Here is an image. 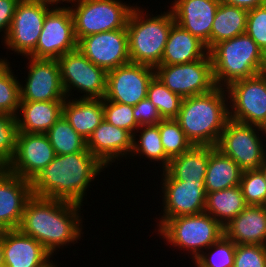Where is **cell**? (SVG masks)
I'll list each match as a JSON object with an SVG mask.
<instances>
[{
	"instance_id": "cell-15",
	"label": "cell",
	"mask_w": 266,
	"mask_h": 267,
	"mask_svg": "<svg viewBox=\"0 0 266 267\" xmlns=\"http://www.w3.org/2000/svg\"><path fill=\"white\" fill-rule=\"evenodd\" d=\"M25 58L28 75L20 82L21 101H64L67 97L57 59Z\"/></svg>"
},
{
	"instance_id": "cell-34",
	"label": "cell",
	"mask_w": 266,
	"mask_h": 267,
	"mask_svg": "<svg viewBox=\"0 0 266 267\" xmlns=\"http://www.w3.org/2000/svg\"><path fill=\"white\" fill-rule=\"evenodd\" d=\"M147 98L157 108L162 119H175L183 101L180 95L173 93L156 76L148 85Z\"/></svg>"
},
{
	"instance_id": "cell-31",
	"label": "cell",
	"mask_w": 266,
	"mask_h": 267,
	"mask_svg": "<svg viewBox=\"0 0 266 267\" xmlns=\"http://www.w3.org/2000/svg\"><path fill=\"white\" fill-rule=\"evenodd\" d=\"M248 10L220 2L211 30V48L221 41L244 34Z\"/></svg>"
},
{
	"instance_id": "cell-16",
	"label": "cell",
	"mask_w": 266,
	"mask_h": 267,
	"mask_svg": "<svg viewBox=\"0 0 266 267\" xmlns=\"http://www.w3.org/2000/svg\"><path fill=\"white\" fill-rule=\"evenodd\" d=\"M155 76L153 67L128 63L107 72L106 93L103 99L135 106L147 98V89Z\"/></svg>"
},
{
	"instance_id": "cell-29",
	"label": "cell",
	"mask_w": 266,
	"mask_h": 267,
	"mask_svg": "<svg viewBox=\"0 0 266 267\" xmlns=\"http://www.w3.org/2000/svg\"><path fill=\"white\" fill-rule=\"evenodd\" d=\"M247 206L240 186H234L207 193L204 212L210 214L224 227Z\"/></svg>"
},
{
	"instance_id": "cell-2",
	"label": "cell",
	"mask_w": 266,
	"mask_h": 267,
	"mask_svg": "<svg viewBox=\"0 0 266 267\" xmlns=\"http://www.w3.org/2000/svg\"><path fill=\"white\" fill-rule=\"evenodd\" d=\"M106 169L87 149L73 154L56 155L31 181L32 195L84 206L87 192L94 186L91 183H95L97 176Z\"/></svg>"
},
{
	"instance_id": "cell-47",
	"label": "cell",
	"mask_w": 266,
	"mask_h": 267,
	"mask_svg": "<svg viewBox=\"0 0 266 267\" xmlns=\"http://www.w3.org/2000/svg\"><path fill=\"white\" fill-rule=\"evenodd\" d=\"M259 170L263 173V176H264V179L266 182V159H265L263 165L259 168Z\"/></svg>"
},
{
	"instance_id": "cell-33",
	"label": "cell",
	"mask_w": 266,
	"mask_h": 267,
	"mask_svg": "<svg viewBox=\"0 0 266 267\" xmlns=\"http://www.w3.org/2000/svg\"><path fill=\"white\" fill-rule=\"evenodd\" d=\"M14 73L8 57L1 59L0 56V113L16 117L21 93L18 74L15 75Z\"/></svg>"
},
{
	"instance_id": "cell-48",
	"label": "cell",
	"mask_w": 266,
	"mask_h": 267,
	"mask_svg": "<svg viewBox=\"0 0 266 267\" xmlns=\"http://www.w3.org/2000/svg\"><path fill=\"white\" fill-rule=\"evenodd\" d=\"M5 231L6 229L2 225H0V239L3 237Z\"/></svg>"
},
{
	"instance_id": "cell-7",
	"label": "cell",
	"mask_w": 266,
	"mask_h": 267,
	"mask_svg": "<svg viewBox=\"0 0 266 267\" xmlns=\"http://www.w3.org/2000/svg\"><path fill=\"white\" fill-rule=\"evenodd\" d=\"M133 8L124 0H75L69 9L77 42L88 35L126 28Z\"/></svg>"
},
{
	"instance_id": "cell-13",
	"label": "cell",
	"mask_w": 266,
	"mask_h": 267,
	"mask_svg": "<svg viewBox=\"0 0 266 267\" xmlns=\"http://www.w3.org/2000/svg\"><path fill=\"white\" fill-rule=\"evenodd\" d=\"M51 8L45 3L20 0L9 32L1 41L2 45L22 58L29 56L35 50L45 17Z\"/></svg>"
},
{
	"instance_id": "cell-22",
	"label": "cell",
	"mask_w": 266,
	"mask_h": 267,
	"mask_svg": "<svg viewBox=\"0 0 266 267\" xmlns=\"http://www.w3.org/2000/svg\"><path fill=\"white\" fill-rule=\"evenodd\" d=\"M31 196L30 181L0 168V225L6 230L18 229Z\"/></svg>"
},
{
	"instance_id": "cell-27",
	"label": "cell",
	"mask_w": 266,
	"mask_h": 267,
	"mask_svg": "<svg viewBox=\"0 0 266 267\" xmlns=\"http://www.w3.org/2000/svg\"><path fill=\"white\" fill-rule=\"evenodd\" d=\"M243 170L230 157L209 146V160L205 175L206 194L239 186Z\"/></svg>"
},
{
	"instance_id": "cell-6",
	"label": "cell",
	"mask_w": 266,
	"mask_h": 267,
	"mask_svg": "<svg viewBox=\"0 0 266 267\" xmlns=\"http://www.w3.org/2000/svg\"><path fill=\"white\" fill-rule=\"evenodd\" d=\"M166 245L188 254L193 262L205 249L224 235V227L210 214L182 215L168 219L156 231ZM190 255V256H189Z\"/></svg>"
},
{
	"instance_id": "cell-38",
	"label": "cell",
	"mask_w": 266,
	"mask_h": 267,
	"mask_svg": "<svg viewBox=\"0 0 266 267\" xmlns=\"http://www.w3.org/2000/svg\"><path fill=\"white\" fill-rule=\"evenodd\" d=\"M17 133L16 117L0 113V168H6L15 155Z\"/></svg>"
},
{
	"instance_id": "cell-11",
	"label": "cell",
	"mask_w": 266,
	"mask_h": 267,
	"mask_svg": "<svg viewBox=\"0 0 266 267\" xmlns=\"http://www.w3.org/2000/svg\"><path fill=\"white\" fill-rule=\"evenodd\" d=\"M160 172L163 208L157 217L155 231L170 218L204 213L207 197L204 182L176 181L165 170Z\"/></svg>"
},
{
	"instance_id": "cell-42",
	"label": "cell",
	"mask_w": 266,
	"mask_h": 267,
	"mask_svg": "<svg viewBox=\"0 0 266 267\" xmlns=\"http://www.w3.org/2000/svg\"><path fill=\"white\" fill-rule=\"evenodd\" d=\"M133 108L134 118L139 126L155 125L162 120L157 108L148 98L141 100L138 104L133 106Z\"/></svg>"
},
{
	"instance_id": "cell-18",
	"label": "cell",
	"mask_w": 266,
	"mask_h": 267,
	"mask_svg": "<svg viewBox=\"0 0 266 267\" xmlns=\"http://www.w3.org/2000/svg\"><path fill=\"white\" fill-rule=\"evenodd\" d=\"M55 156L46 134L18 132L15 155L6 169L31 182Z\"/></svg>"
},
{
	"instance_id": "cell-36",
	"label": "cell",
	"mask_w": 266,
	"mask_h": 267,
	"mask_svg": "<svg viewBox=\"0 0 266 267\" xmlns=\"http://www.w3.org/2000/svg\"><path fill=\"white\" fill-rule=\"evenodd\" d=\"M159 132L165 154L170 159L193 146L175 119H162L159 122Z\"/></svg>"
},
{
	"instance_id": "cell-39",
	"label": "cell",
	"mask_w": 266,
	"mask_h": 267,
	"mask_svg": "<svg viewBox=\"0 0 266 267\" xmlns=\"http://www.w3.org/2000/svg\"><path fill=\"white\" fill-rule=\"evenodd\" d=\"M104 120L108 123L129 131L132 135L140 127L134 118V108L132 105L103 99Z\"/></svg>"
},
{
	"instance_id": "cell-4",
	"label": "cell",
	"mask_w": 266,
	"mask_h": 267,
	"mask_svg": "<svg viewBox=\"0 0 266 267\" xmlns=\"http://www.w3.org/2000/svg\"><path fill=\"white\" fill-rule=\"evenodd\" d=\"M137 4L134 5L126 26L130 62L155 68L161 64L175 20L170 8L155 15Z\"/></svg>"
},
{
	"instance_id": "cell-12",
	"label": "cell",
	"mask_w": 266,
	"mask_h": 267,
	"mask_svg": "<svg viewBox=\"0 0 266 267\" xmlns=\"http://www.w3.org/2000/svg\"><path fill=\"white\" fill-rule=\"evenodd\" d=\"M154 70L155 76L182 98L206 94L216 88L209 53L190 63L158 65Z\"/></svg>"
},
{
	"instance_id": "cell-46",
	"label": "cell",
	"mask_w": 266,
	"mask_h": 267,
	"mask_svg": "<svg viewBox=\"0 0 266 267\" xmlns=\"http://www.w3.org/2000/svg\"><path fill=\"white\" fill-rule=\"evenodd\" d=\"M0 267H4L3 237L0 239Z\"/></svg>"
},
{
	"instance_id": "cell-3",
	"label": "cell",
	"mask_w": 266,
	"mask_h": 267,
	"mask_svg": "<svg viewBox=\"0 0 266 267\" xmlns=\"http://www.w3.org/2000/svg\"><path fill=\"white\" fill-rule=\"evenodd\" d=\"M175 120L192 145L216 147L229 120L226 89L216 87L209 93L183 98Z\"/></svg>"
},
{
	"instance_id": "cell-35",
	"label": "cell",
	"mask_w": 266,
	"mask_h": 267,
	"mask_svg": "<svg viewBox=\"0 0 266 267\" xmlns=\"http://www.w3.org/2000/svg\"><path fill=\"white\" fill-rule=\"evenodd\" d=\"M236 244L223 235L194 261L195 267H234Z\"/></svg>"
},
{
	"instance_id": "cell-23",
	"label": "cell",
	"mask_w": 266,
	"mask_h": 267,
	"mask_svg": "<svg viewBox=\"0 0 266 267\" xmlns=\"http://www.w3.org/2000/svg\"><path fill=\"white\" fill-rule=\"evenodd\" d=\"M224 235L235 244L266 245V206L248 205L224 226Z\"/></svg>"
},
{
	"instance_id": "cell-1",
	"label": "cell",
	"mask_w": 266,
	"mask_h": 267,
	"mask_svg": "<svg viewBox=\"0 0 266 267\" xmlns=\"http://www.w3.org/2000/svg\"><path fill=\"white\" fill-rule=\"evenodd\" d=\"M82 207L70 201L32 195L25 204L18 229L41 243L54 257L60 248L72 246L84 236Z\"/></svg>"
},
{
	"instance_id": "cell-20",
	"label": "cell",
	"mask_w": 266,
	"mask_h": 267,
	"mask_svg": "<svg viewBox=\"0 0 266 267\" xmlns=\"http://www.w3.org/2000/svg\"><path fill=\"white\" fill-rule=\"evenodd\" d=\"M133 135L103 120L87 140V150L108 170L112 163L131 159Z\"/></svg>"
},
{
	"instance_id": "cell-9",
	"label": "cell",
	"mask_w": 266,
	"mask_h": 267,
	"mask_svg": "<svg viewBox=\"0 0 266 267\" xmlns=\"http://www.w3.org/2000/svg\"><path fill=\"white\" fill-rule=\"evenodd\" d=\"M57 61L67 98H104L107 82L105 69L93 64L78 48L62 55ZM74 91L82 95L77 94L76 97Z\"/></svg>"
},
{
	"instance_id": "cell-45",
	"label": "cell",
	"mask_w": 266,
	"mask_h": 267,
	"mask_svg": "<svg viewBox=\"0 0 266 267\" xmlns=\"http://www.w3.org/2000/svg\"><path fill=\"white\" fill-rule=\"evenodd\" d=\"M29 1L45 3L52 7H61L60 6L61 4L63 5V7H69V5L72 4L75 0H29ZM65 3H67L68 5Z\"/></svg>"
},
{
	"instance_id": "cell-14",
	"label": "cell",
	"mask_w": 266,
	"mask_h": 267,
	"mask_svg": "<svg viewBox=\"0 0 266 267\" xmlns=\"http://www.w3.org/2000/svg\"><path fill=\"white\" fill-rule=\"evenodd\" d=\"M77 49L74 21L69 7H52L45 17L35 50L29 57L59 59Z\"/></svg>"
},
{
	"instance_id": "cell-5",
	"label": "cell",
	"mask_w": 266,
	"mask_h": 267,
	"mask_svg": "<svg viewBox=\"0 0 266 267\" xmlns=\"http://www.w3.org/2000/svg\"><path fill=\"white\" fill-rule=\"evenodd\" d=\"M208 53L216 87L266 72V55L246 33L219 42Z\"/></svg>"
},
{
	"instance_id": "cell-37",
	"label": "cell",
	"mask_w": 266,
	"mask_h": 267,
	"mask_svg": "<svg viewBox=\"0 0 266 267\" xmlns=\"http://www.w3.org/2000/svg\"><path fill=\"white\" fill-rule=\"evenodd\" d=\"M239 186L247 205L266 206V182L259 169L244 170Z\"/></svg>"
},
{
	"instance_id": "cell-19",
	"label": "cell",
	"mask_w": 266,
	"mask_h": 267,
	"mask_svg": "<svg viewBox=\"0 0 266 267\" xmlns=\"http://www.w3.org/2000/svg\"><path fill=\"white\" fill-rule=\"evenodd\" d=\"M220 0H174L170 7L175 23L211 49V30Z\"/></svg>"
},
{
	"instance_id": "cell-25",
	"label": "cell",
	"mask_w": 266,
	"mask_h": 267,
	"mask_svg": "<svg viewBox=\"0 0 266 267\" xmlns=\"http://www.w3.org/2000/svg\"><path fill=\"white\" fill-rule=\"evenodd\" d=\"M63 116L86 141L104 120L103 99L66 98Z\"/></svg>"
},
{
	"instance_id": "cell-41",
	"label": "cell",
	"mask_w": 266,
	"mask_h": 267,
	"mask_svg": "<svg viewBox=\"0 0 266 267\" xmlns=\"http://www.w3.org/2000/svg\"><path fill=\"white\" fill-rule=\"evenodd\" d=\"M234 267H266V245L236 244Z\"/></svg>"
},
{
	"instance_id": "cell-21",
	"label": "cell",
	"mask_w": 266,
	"mask_h": 267,
	"mask_svg": "<svg viewBox=\"0 0 266 267\" xmlns=\"http://www.w3.org/2000/svg\"><path fill=\"white\" fill-rule=\"evenodd\" d=\"M4 267H58L52 254L33 237L19 229L6 230L3 235Z\"/></svg>"
},
{
	"instance_id": "cell-10",
	"label": "cell",
	"mask_w": 266,
	"mask_h": 267,
	"mask_svg": "<svg viewBox=\"0 0 266 267\" xmlns=\"http://www.w3.org/2000/svg\"><path fill=\"white\" fill-rule=\"evenodd\" d=\"M225 89L229 119L266 130V72L234 81Z\"/></svg>"
},
{
	"instance_id": "cell-24",
	"label": "cell",
	"mask_w": 266,
	"mask_h": 267,
	"mask_svg": "<svg viewBox=\"0 0 266 267\" xmlns=\"http://www.w3.org/2000/svg\"><path fill=\"white\" fill-rule=\"evenodd\" d=\"M64 101H20L16 115L18 132L46 134L63 116Z\"/></svg>"
},
{
	"instance_id": "cell-28",
	"label": "cell",
	"mask_w": 266,
	"mask_h": 267,
	"mask_svg": "<svg viewBox=\"0 0 266 267\" xmlns=\"http://www.w3.org/2000/svg\"><path fill=\"white\" fill-rule=\"evenodd\" d=\"M209 160V146H192L170 159L165 171L176 181L205 182Z\"/></svg>"
},
{
	"instance_id": "cell-8",
	"label": "cell",
	"mask_w": 266,
	"mask_h": 267,
	"mask_svg": "<svg viewBox=\"0 0 266 267\" xmlns=\"http://www.w3.org/2000/svg\"><path fill=\"white\" fill-rule=\"evenodd\" d=\"M265 141V129L229 119L216 148L243 171L253 170L259 169L266 159Z\"/></svg>"
},
{
	"instance_id": "cell-32",
	"label": "cell",
	"mask_w": 266,
	"mask_h": 267,
	"mask_svg": "<svg viewBox=\"0 0 266 267\" xmlns=\"http://www.w3.org/2000/svg\"><path fill=\"white\" fill-rule=\"evenodd\" d=\"M46 135L56 155L73 154L87 149V141L71 127L64 116L55 122Z\"/></svg>"
},
{
	"instance_id": "cell-30",
	"label": "cell",
	"mask_w": 266,
	"mask_h": 267,
	"mask_svg": "<svg viewBox=\"0 0 266 267\" xmlns=\"http://www.w3.org/2000/svg\"><path fill=\"white\" fill-rule=\"evenodd\" d=\"M130 157H140V161L144 157V160L148 159L149 162H154L152 163L154 167L157 164L161 169L160 171L168 167L170 158L165 154L162 146L159 123L155 125H143L135 131L133 135V149Z\"/></svg>"
},
{
	"instance_id": "cell-44",
	"label": "cell",
	"mask_w": 266,
	"mask_h": 267,
	"mask_svg": "<svg viewBox=\"0 0 266 267\" xmlns=\"http://www.w3.org/2000/svg\"><path fill=\"white\" fill-rule=\"evenodd\" d=\"M222 3L241 7L246 10L254 9L258 6L266 4V0H220Z\"/></svg>"
},
{
	"instance_id": "cell-17",
	"label": "cell",
	"mask_w": 266,
	"mask_h": 267,
	"mask_svg": "<svg viewBox=\"0 0 266 267\" xmlns=\"http://www.w3.org/2000/svg\"><path fill=\"white\" fill-rule=\"evenodd\" d=\"M77 48L93 64L107 72L130 63L126 28L83 37L77 42Z\"/></svg>"
},
{
	"instance_id": "cell-43",
	"label": "cell",
	"mask_w": 266,
	"mask_h": 267,
	"mask_svg": "<svg viewBox=\"0 0 266 267\" xmlns=\"http://www.w3.org/2000/svg\"><path fill=\"white\" fill-rule=\"evenodd\" d=\"M20 0H0V39L9 32L15 9ZM2 32V33H1ZM3 35V36H2Z\"/></svg>"
},
{
	"instance_id": "cell-26",
	"label": "cell",
	"mask_w": 266,
	"mask_h": 267,
	"mask_svg": "<svg viewBox=\"0 0 266 267\" xmlns=\"http://www.w3.org/2000/svg\"><path fill=\"white\" fill-rule=\"evenodd\" d=\"M208 54L206 45L174 23L171 27L160 65L190 63Z\"/></svg>"
},
{
	"instance_id": "cell-40",
	"label": "cell",
	"mask_w": 266,
	"mask_h": 267,
	"mask_svg": "<svg viewBox=\"0 0 266 267\" xmlns=\"http://www.w3.org/2000/svg\"><path fill=\"white\" fill-rule=\"evenodd\" d=\"M245 33L266 55V4L248 10Z\"/></svg>"
}]
</instances>
